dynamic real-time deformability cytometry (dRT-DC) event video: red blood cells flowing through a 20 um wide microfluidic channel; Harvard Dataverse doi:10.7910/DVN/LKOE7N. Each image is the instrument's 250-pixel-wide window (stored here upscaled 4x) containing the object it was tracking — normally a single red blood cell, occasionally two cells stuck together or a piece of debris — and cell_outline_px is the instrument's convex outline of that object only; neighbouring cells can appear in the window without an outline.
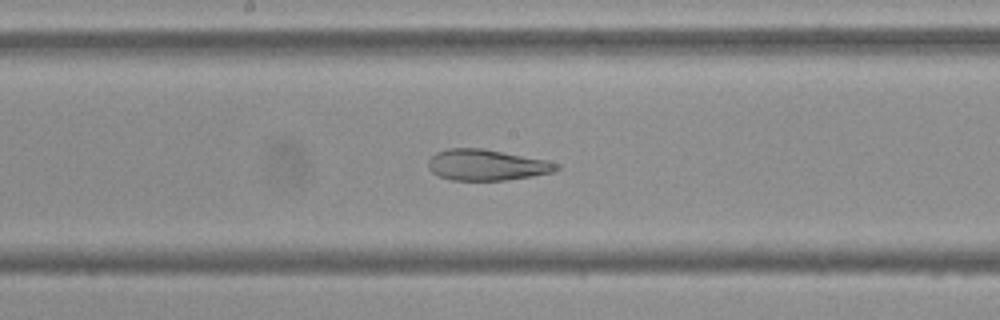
{"species": "Egyptian fruit bat (a non-hibernating species)", "species_latin": "Rousettus aegyptiacus", "temperature_condition": "cold", "stored_images_in_passage": 45, "camera_frame_rate_fps": 3000, "um_per_image_px": 0.085, "frame": {"image": 1, "passage_image": 24, "time_ms": 7.667, "image_size_px": [1000, 320], "cell_outline_px": [[560, 168], [552, 172], [532, 176], [504, 180], [452, 180], [440, 176], [432, 172], [428, 168], [428, 160], [436, 152], [448, 148], [484, 148], [548, 160], [560, 164]], "centroid_in_image_um": [41.37, 14.01], "position_along_channel_um": 206.8, "area_um2": 23.24}}
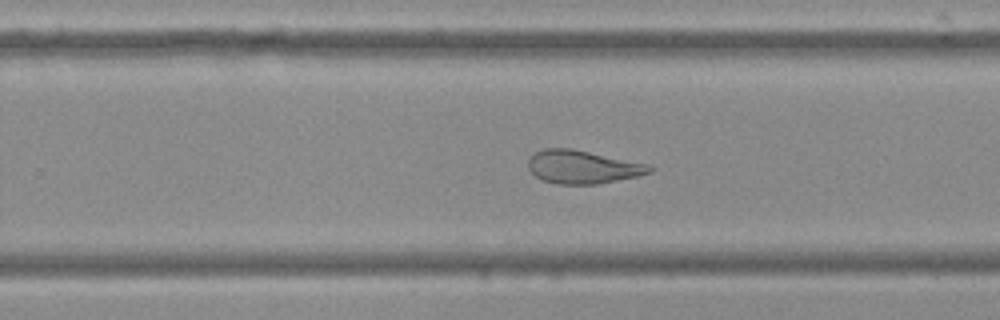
{"frame": {"image": 2, "passage_image": 30, "time_ms": 9.667, "image_size_px": [1000, 320], "cell_outline_px": [[656, 168], [652, 172], [640, 176], [596, 184], [556, 184], [544, 180], [536, 176], [528, 168], [528, 160], [536, 152], [544, 148], [572, 148], [652, 164]], "centroid_in_image_um": [49.61, 14.18], "position_along_channel_um": 280.2, "area_um2": 23.81}}
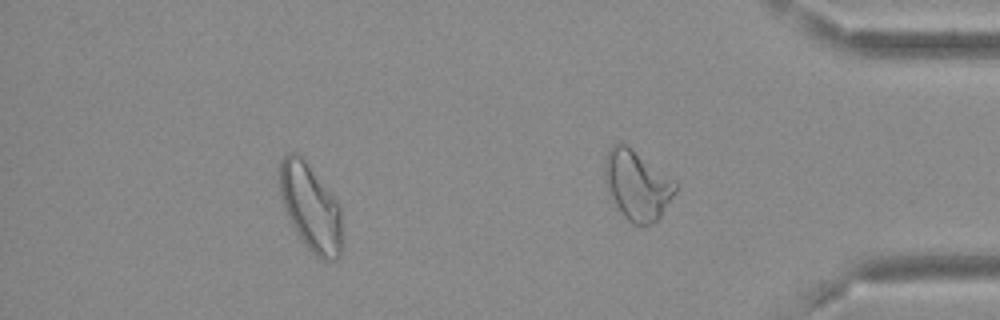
{"frame": {"image": 3, "passage_image": 39, "time_ms": 12.667, "image_size_px": [1000, 320], "cell_outline_px": [[344, 248], [340, 256], [336, 260], [324, 260], [316, 256], [308, 248], [296, 232], [288, 216], [280, 192], [280, 160], [288, 152], [296, 152], [304, 160], [340, 204], [344, 236]], "centroid_in_image_um": [26.47, 17.69], "position_along_channel_um": 408.7, "area_um2": 31.79}}